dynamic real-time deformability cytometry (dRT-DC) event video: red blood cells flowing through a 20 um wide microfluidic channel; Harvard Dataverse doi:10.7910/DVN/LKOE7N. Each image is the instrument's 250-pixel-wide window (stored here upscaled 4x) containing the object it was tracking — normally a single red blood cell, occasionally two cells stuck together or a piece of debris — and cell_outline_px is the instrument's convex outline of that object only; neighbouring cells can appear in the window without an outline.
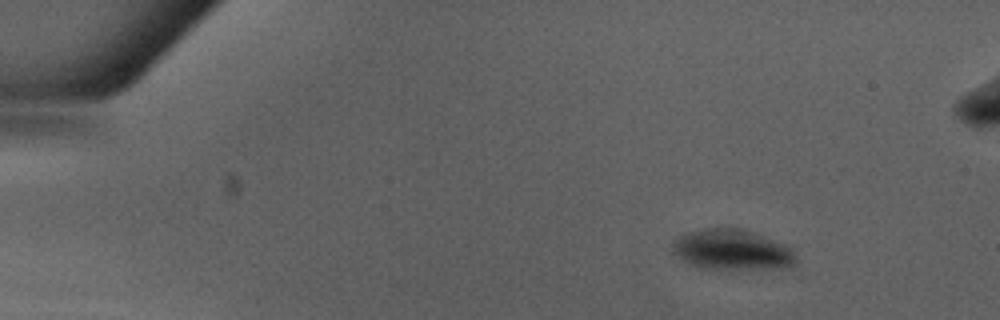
{"species": "Egyptian fruit bat (a non-hibernating species)", "species_latin": "Rousettus aegyptiacus", "temperature_condition": "warm", "stored_images_in_passage": 50, "camera_frame_rate_fps": 3000, "um_per_image_px": 0.085, "animal": {"sex": "male"}, "frame": {"image": 1, "passage_image": 7, "time_ms": 2.0, "image_size_px": [1000, 320], "cell_outline_px": [[796, 260], [792, 264], [784, 268], [700, 268], [684, 260], [672, 248], [672, 244], [684, 232], [704, 228], [740, 228], [788, 244]], "centroid_in_image_um": [62.24, 21.2], "position_along_channel_um": 22.8, "area_um2": 28.55}}
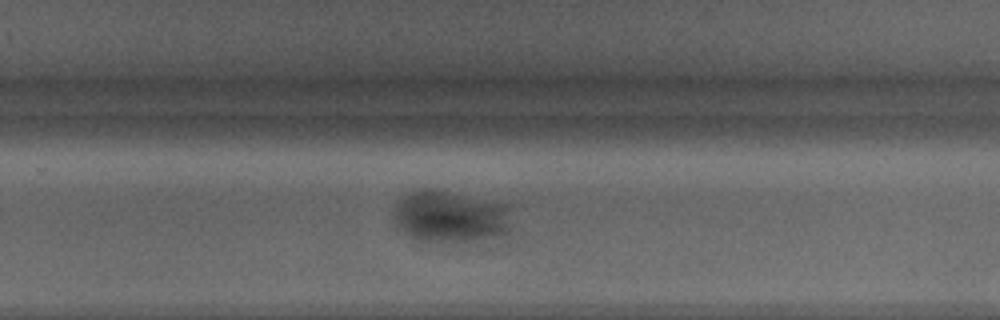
{"frame": {"image": 2, "passage_image": 33, "time_ms": 10.667, "image_size_px": [1000, 320], "cell_outline_px": [[508, 228], [504, 232], [488, 236], [464, 240], [420, 240], [412, 236], [396, 224], [396, 204], [400, 200], [424, 188], [428, 188], [508, 204]], "centroid_in_image_um": [38.26, 18.37], "position_along_channel_um": 291.5, "area_um2": 33.41}}
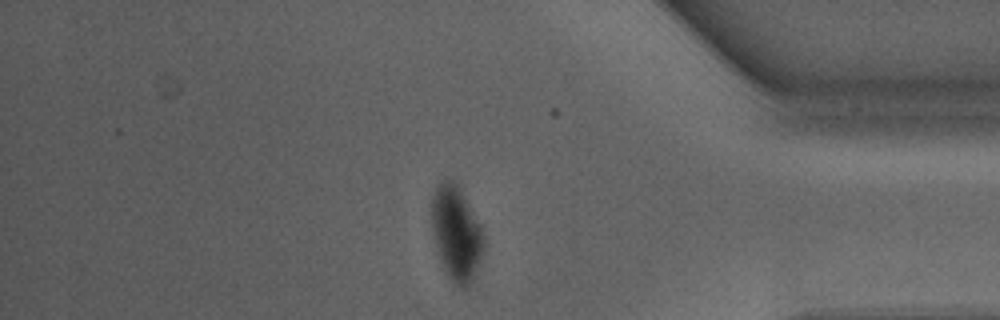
{"frame": {"image": 3, "passage_image": 42, "time_ms": 13.667, "image_size_px": [1000, 320], "cell_outline_px": [[484, 252], [472, 280], [464, 288], [460, 288], [448, 276], [440, 256], [436, 244], [432, 228], [432, 196], [436, 184], [440, 180], [452, 180], [460, 188], [480, 224], [484, 240]], "centroid_in_image_um": [38.8, 19.79], "position_along_channel_um": 396.4, "area_um2": 28.21}}